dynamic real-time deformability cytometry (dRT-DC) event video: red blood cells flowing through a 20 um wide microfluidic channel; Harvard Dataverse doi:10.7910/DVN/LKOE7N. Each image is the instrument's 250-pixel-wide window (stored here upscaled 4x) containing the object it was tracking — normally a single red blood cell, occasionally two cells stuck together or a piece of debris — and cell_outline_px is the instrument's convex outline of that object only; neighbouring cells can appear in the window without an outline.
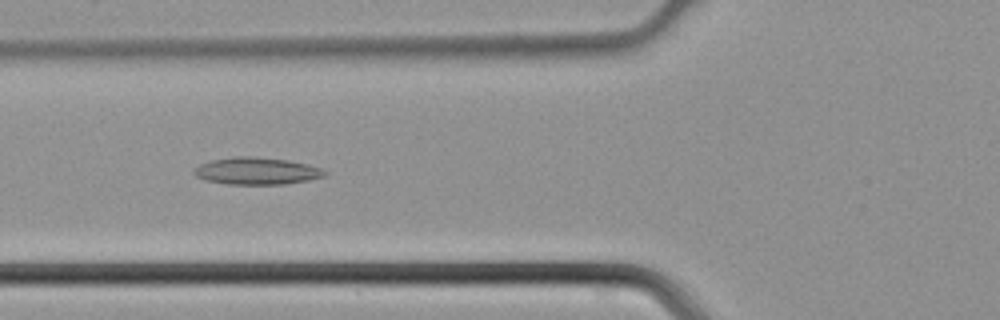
{"species": "common noctule bat (a hibernating species)", "species_latin": "Nyctalus noctula", "temperature_condition": "cold", "stored_images_in_passage": 43, "camera_frame_rate_fps": 3000, "um_per_image_px": 0.085, "animal": {"sex": "male", "body_mass_g": 21.5, "forearm_length_mm": 52.0}, "frame": {"image": 1, "passage_image": 15, "time_ms": 4.667, "image_size_px": [1000, 320], "cell_outline_px": [[328, 172], [324, 176], [308, 180], [284, 184], [228, 184], [204, 180], [196, 176], [192, 172], [200, 164], [212, 160], [232, 156], [252, 156], [288, 160], [308, 164], [320, 168]], "centroid_in_image_um": [21.8, 14.53], "position_along_channel_um": 104.0, "area_um2": 20.63}}
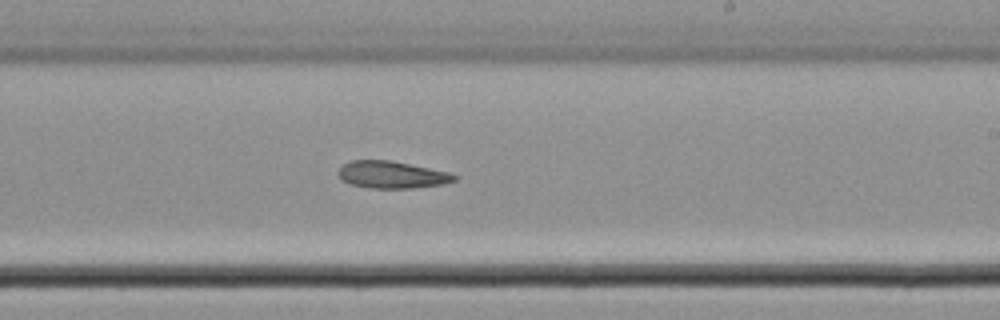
{"frame": {"image": 2, "passage_image": 25, "time_ms": 8.0, "image_size_px": [1000, 320], "cell_outline_px": [[456, 180], [444, 184], [412, 188], [368, 188], [348, 184], [340, 180], [336, 172], [344, 164], [352, 160], [392, 160], [448, 172], [456, 176]], "centroid_in_image_um": [33.25, 14.86], "position_along_channel_um": 255.8, "area_um2": 18.5}}
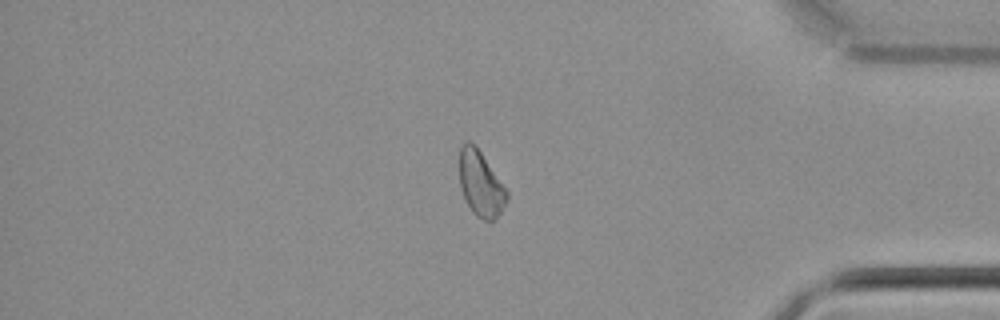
{"frame": {"image": 3, "passage_image": 36, "time_ms": 11.667, "image_size_px": [1000, 320], "cell_outline_px": [[508, 200], [496, 220], [492, 224], [476, 216], [472, 212], [460, 188], [460, 148], [464, 140], [468, 140], [480, 152], [508, 192]], "centroid_in_image_um": [40.87, 15.69], "position_along_channel_um": 394.3, "area_um2": 17.92}}